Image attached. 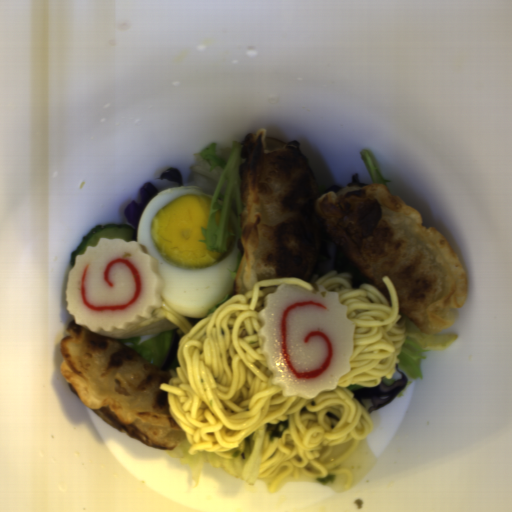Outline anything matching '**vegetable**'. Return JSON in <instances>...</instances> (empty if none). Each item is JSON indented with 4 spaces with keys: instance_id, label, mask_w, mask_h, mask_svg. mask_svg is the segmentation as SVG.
Returning a JSON list of instances; mask_svg holds the SVG:
<instances>
[{
    "instance_id": "1",
    "label": "vegetable",
    "mask_w": 512,
    "mask_h": 512,
    "mask_svg": "<svg viewBox=\"0 0 512 512\" xmlns=\"http://www.w3.org/2000/svg\"><path fill=\"white\" fill-rule=\"evenodd\" d=\"M243 143L244 141L237 140L227 146H220L213 141L200 152H194V163L190 168L194 176L184 185L195 186L211 193L206 227L200 229L204 239L199 240L204 243L207 251L227 253L228 240L233 236L236 238L238 258L235 269L230 273L233 282L244 254L240 234L241 213L244 208L241 205L239 174Z\"/></svg>"
},
{
    "instance_id": "2",
    "label": "vegetable",
    "mask_w": 512,
    "mask_h": 512,
    "mask_svg": "<svg viewBox=\"0 0 512 512\" xmlns=\"http://www.w3.org/2000/svg\"><path fill=\"white\" fill-rule=\"evenodd\" d=\"M245 443L244 451L239 458H223L213 452H200L189 454L187 451L192 446L187 435L183 437L172 450H164L168 457H174L179 463H188L194 488L200 483L202 470L205 466H214L231 477L253 485L259 479L258 470L262 464L264 433L262 426L257 432H253L242 439Z\"/></svg>"
},
{
    "instance_id": "3",
    "label": "vegetable",
    "mask_w": 512,
    "mask_h": 512,
    "mask_svg": "<svg viewBox=\"0 0 512 512\" xmlns=\"http://www.w3.org/2000/svg\"><path fill=\"white\" fill-rule=\"evenodd\" d=\"M166 307L174 311L164 300L161 293V305L153 310L149 319L130 325L126 330H114L112 332L101 330L97 334L115 339L133 349L160 369L168 355L174 337V330L180 339L185 334L180 327L165 317Z\"/></svg>"
},
{
    "instance_id": "4",
    "label": "vegetable",
    "mask_w": 512,
    "mask_h": 512,
    "mask_svg": "<svg viewBox=\"0 0 512 512\" xmlns=\"http://www.w3.org/2000/svg\"><path fill=\"white\" fill-rule=\"evenodd\" d=\"M399 316L400 318L397 322L406 318L400 311ZM405 327V340L401 347V353L396 358L399 359V362H397L398 370L406 376L407 381L401 392L395 396L398 398L409 388L415 379H424L421 364L425 360L427 352L448 348L458 337L457 333L454 332L440 331L435 334H425L407 318Z\"/></svg>"
},
{
    "instance_id": "5",
    "label": "vegetable",
    "mask_w": 512,
    "mask_h": 512,
    "mask_svg": "<svg viewBox=\"0 0 512 512\" xmlns=\"http://www.w3.org/2000/svg\"><path fill=\"white\" fill-rule=\"evenodd\" d=\"M376 460L377 458L372 453L366 438L358 442L353 454L336 469H350L354 472L353 487L374 467Z\"/></svg>"
},
{
    "instance_id": "6",
    "label": "vegetable",
    "mask_w": 512,
    "mask_h": 512,
    "mask_svg": "<svg viewBox=\"0 0 512 512\" xmlns=\"http://www.w3.org/2000/svg\"><path fill=\"white\" fill-rule=\"evenodd\" d=\"M332 271H337V275L343 273L351 274L350 280L354 289L361 285H369L337 245Z\"/></svg>"
},
{
    "instance_id": "7",
    "label": "vegetable",
    "mask_w": 512,
    "mask_h": 512,
    "mask_svg": "<svg viewBox=\"0 0 512 512\" xmlns=\"http://www.w3.org/2000/svg\"><path fill=\"white\" fill-rule=\"evenodd\" d=\"M336 475V478L334 481L332 482H329L327 484H322V483H319L317 481V479H311V478H308L306 476H301L300 478H291L290 476L289 477H286V478H283L278 487L276 488L275 492L274 493H278L287 483H290V482H311L313 483L314 485H323V486H326L327 488H329L330 490L332 491H335V492H345L347 489H345V483L348 481V476L347 474H344V473H338V474H335Z\"/></svg>"
},
{
    "instance_id": "8",
    "label": "vegetable",
    "mask_w": 512,
    "mask_h": 512,
    "mask_svg": "<svg viewBox=\"0 0 512 512\" xmlns=\"http://www.w3.org/2000/svg\"><path fill=\"white\" fill-rule=\"evenodd\" d=\"M360 156L367 168L368 174L372 182L371 184H383L387 187V182L391 181L385 180L383 178L373 156L367 150L361 151Z\"/></svg>"
},
{
    "instance_id": "9",
    "label": "vegetable",
    "mask_w": 512,
    "mask_h": 512,
    "mask_svg": "<svg viewBox=\"0 0 512 512\" xmlns=\"http://www.w3.org/2000/svg\"><path fill=\"white\" fill-rule=\"evenodd\" d=\"M233 294L231 292V295H226L225 299L222 300L221 302H219L218 304H216L214 307H212L209 312L206 314V316L204 318H183L186 322H188L192 327L195 326V325H198L199 321L207 318L210 316V314L214 311L217 310V308L224 302L226 301L227 299H229L230 297H232Z\"/></svg>"
},
{
    "instance_id": "10",
    "label": "vegetable",
    "mask_w": 512,
    "mask_h": 512,
    "mask_svg": "<svg viewBox=\"0 0 512 512\" xmlns=\"http://www.w3.org/2000/svg\"><path fill=\"white\" fill-rule=\"evenodd\" d=\"M399 379H401V374L395 369V372H394L392 378H386L384 376V377H382L381 382L383 384H385L386 386H390L393 383H395L396 381H398Z\"/></svg>"
},
{
    "instance_id": "11",
    "label": "vegetable",
    "mask_w": 512,
    "mask_h": 512,
    "mask_svg": "<svg viewBox=\"0 0 512 512\" xmlns=\"http://www.w3.org/2000/svg\"><path fill=\"white\" fill-rule=\"evenodd\" d=\"M177 366H179L178 355L175 357V359L172 361V363L170 364L169 368L166 371L171 375L172 378L178 377Z\"/></svg>"
},
{
    "instance_id": "12",
    "label": "vegetable",
    "mask_w": 512,
    "mask_h": 512,
    "mask_svg": "<svg viewBox=\"0 0 512 512\" xmlns=\"http://www.w3.org/2000/svg\"><path fill=\"white\" fill-rule=\"evenodd\" d=\"M346 388L350 389L353 392L366 387H364L363 385H348Z\"/></svg>"
},
{
    "instance_id": "13",
    "label": "vegetable",
    "mask_w": 512,
    "mask_h": 512,
    "mask_svg": "<svg viewBox=\"0 0 512 512\" xmlns=\"http://www.w3.org/2000/svg\"><path fill=\"white\" fill-rule=\"evenodd\" d=\"M362 403H363V407L365 408L366 411L372 405V401L371 400H367V399H362Z\"/></svg>"
}]
</instances>
